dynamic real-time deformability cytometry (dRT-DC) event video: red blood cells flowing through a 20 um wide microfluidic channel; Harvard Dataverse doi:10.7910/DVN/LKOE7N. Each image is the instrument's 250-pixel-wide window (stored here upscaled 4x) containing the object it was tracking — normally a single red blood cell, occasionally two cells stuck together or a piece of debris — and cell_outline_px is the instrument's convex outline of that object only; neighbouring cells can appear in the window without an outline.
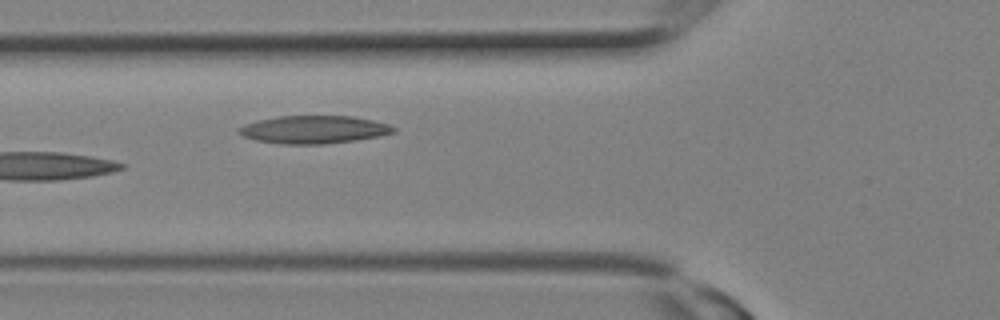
{"species": "Egyptian fruit bat (a non-hibernating species)", "species_latin": "Rousettus aegyptiacus", "temperature_condition": "room temperature", "stored_images_in_passage": 9, "camera_frame_rate_fps": 3000, "um_per_image_px": 0.085, "animal": {"sex": "female"}, "frame": {"image": 1, "passage_image": 9, "time_ms": 2.667, "image_size_px": [1000, 320], "cell_outline_px": [[396, 132], [356, 140], [324, 144], [280, 144], [256, 140], [244, 136], [236, 132], [244, 124], [256, 120], [276, 116], [352, 116], [372, 120], [388, 124], [396, 128]], "centroid_in_image_um": [26.65, 11.01], "position_along_channel_um": 99.2, "area_um2": 25.09}}